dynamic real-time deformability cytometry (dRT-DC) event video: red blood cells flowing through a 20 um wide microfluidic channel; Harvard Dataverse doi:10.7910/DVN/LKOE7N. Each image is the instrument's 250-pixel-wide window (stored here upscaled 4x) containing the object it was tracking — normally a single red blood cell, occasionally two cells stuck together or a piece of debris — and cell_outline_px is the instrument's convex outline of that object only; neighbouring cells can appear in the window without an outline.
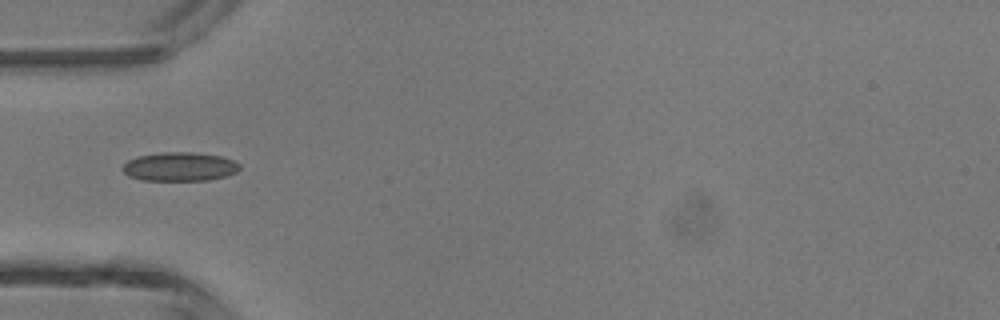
{"species": "common noctule bat (a hibernating species)", "species_latin": "Nyctalus noctula", "temperature_condition": "room temperature", "stored_images_in_passage": 1, "camera_frame_rate_fps": 3000, "um_per_image_px": 0.085, "animal": {"sex": "male", "body_mass_g": 13.3}, "frame": {"image": 1, "passage_image": 1, "time_ms": 0.0, "image_size_px": [1000, 320], "cell_outline_px": [[240, 168], [236, 172], [224, 176], [208, 180], [140, 180], [128, 176], [120, 168], [128, 160], [140, 156], [164, 152], [192, 152], [220, 156], [232, 160], [240, 164]], "centroid_in_image_um": [15.25, 14.17], "position_along_channel_um": 69.8, "area_um2": 19.54}}